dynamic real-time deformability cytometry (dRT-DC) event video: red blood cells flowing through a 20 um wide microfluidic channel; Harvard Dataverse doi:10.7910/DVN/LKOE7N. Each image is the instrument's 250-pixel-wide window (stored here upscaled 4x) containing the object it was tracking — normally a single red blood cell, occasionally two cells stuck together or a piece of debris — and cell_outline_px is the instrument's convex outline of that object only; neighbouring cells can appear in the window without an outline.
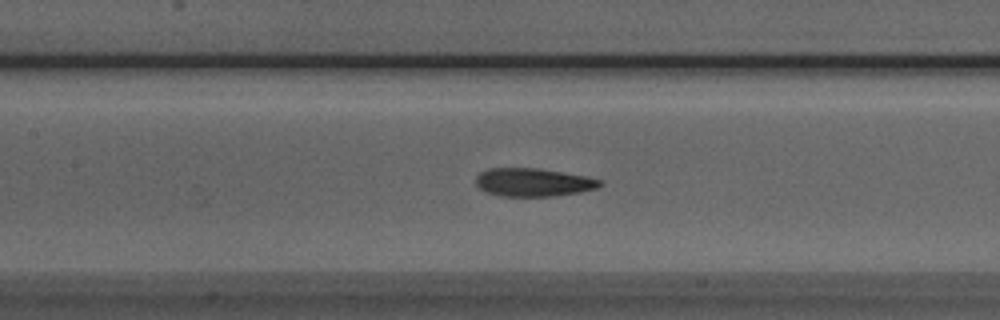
{"species": "Egyptian fruit bat (a non-hibernating species)", "species_latin": "Rousettus aegyptiacus", "temperature_condition": "room temperature", "stored_images_in_passage": 38, "camera_frame_rate_fps": 3000, "um_per_image_px": 0.085, "animal": {"sex": "male"}, "frame": {"image": 1, "passage_image": 9, "time_ms": 2.667, "image_size_px": [1000, 320], "cell_outline_px": [[604, 184], [596, 188], [580, 192], [552, 196], [500, 196], [484, 192], [476, 184], [476, 176], [480, 172], [488, 168], [536, 168], [588, 176], [600, 180]], "centroid_in_image_um": [45.31, 15.49], "position_along_channel_um": 162.1, "area_um2": 20.46}}
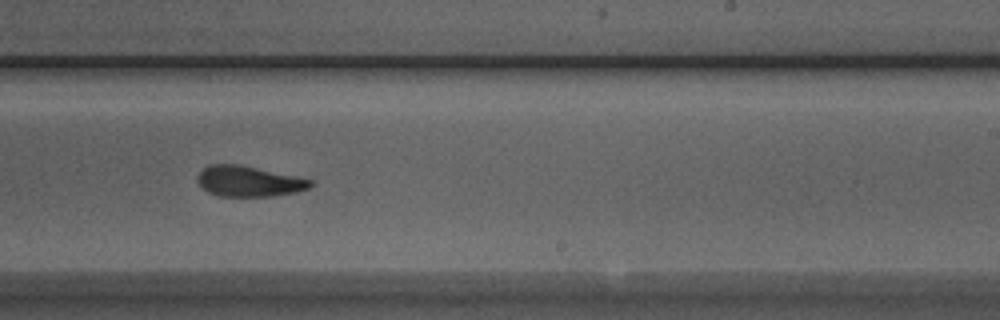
{"frame": {"image": 2, "passage_image": 17, "time_ms": 5.333, "image_size_px": [1000, 320], "cell_outline_px": [[316, 184], [308, 188], [296, 192], [272, 196], [220, 196], [208, 192], [196, 180], [200, 172], [208, 164], [240, 164], [296, 176], [312, 180]], "centroid_in_image_um": [21.17, 15.4], "position_along_channel_um": 267.8, "area_um2": 20.11}}
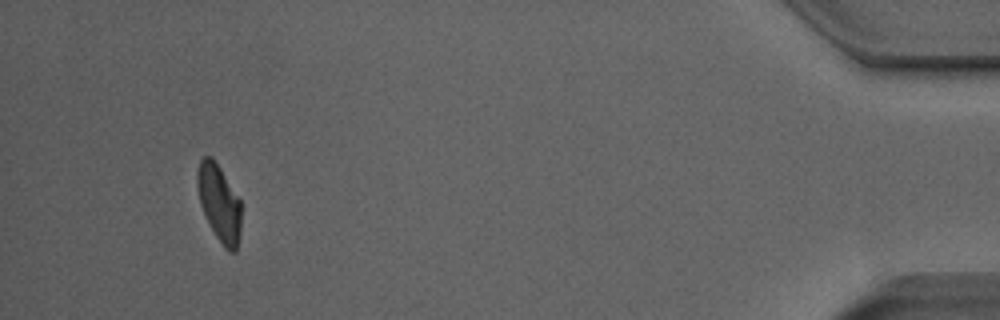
{"frame": {"image": 3, "passage_image": 34, "time_ms": 11.0, "image_size_px": [1000, 320], "cell_outline_px": [[240, 232], [236, 252], [228, 252], [224, 248], [216, 236], [200, 204], [196, 184], [196, 172], [200, 160], [204, 156], [212, 156], [220, 168], [240, 200]], "centroid_in_image_um": [18.61, 17.24], "position_along_channel_um": 416.6, "area_um2": 19.48}, "authors_computed_cell_mechanics": {"area_um2": 20.5768, "velocity_mm_per_s": 3.9858, "shape_relaxation_time_tau1_ms": 3.4535, "shape_relaxation_time_tau2_ms": 1.9166, "deformation_change_tau1": 0.1587, "deformation_change_tau2": 0.0972}}